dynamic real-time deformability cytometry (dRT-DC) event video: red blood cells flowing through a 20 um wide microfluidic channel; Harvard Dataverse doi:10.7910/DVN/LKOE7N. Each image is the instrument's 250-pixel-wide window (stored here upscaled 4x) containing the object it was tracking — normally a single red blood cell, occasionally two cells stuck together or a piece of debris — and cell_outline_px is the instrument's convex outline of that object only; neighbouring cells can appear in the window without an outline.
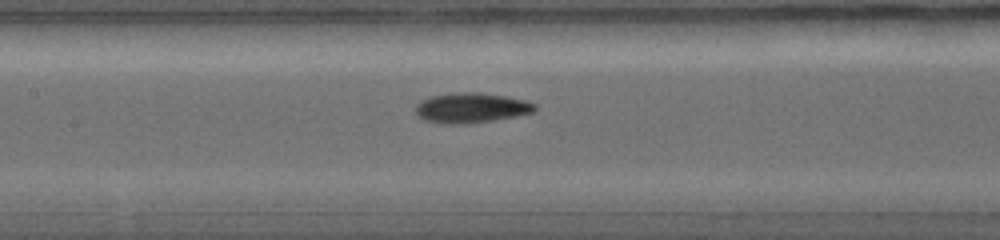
{"species": "common noctule bat (a hibernating species)", "species_latin": "Nyctalus noctula", "temperature_condition": "warm", "stored_images_in_passage": 35, "camera_frame_rate_fps": 5000, "um_per_image_px": 0.085, "animal": {"sex": "female", "body_mass_g": 19.0, "forearm_length_mm": 56.7}, "frame": {"image": 1, "passage_image": 13, "time_ms": 4.0, "image_size_px": [1000, 240], "cell_outline_px": [[536, 108], [532, 112], [484, 120], [428, 120], [420, 116], [416, 112], [416, 108], [424, 100], [432, 96], [460, 92], [480, 92], [504, 96], [520, 100], [532, 104]], "centroid_in_image_um": [40.07, 9.08], "position_along_channel_um": 167.3, "area_um2": 18.55}}
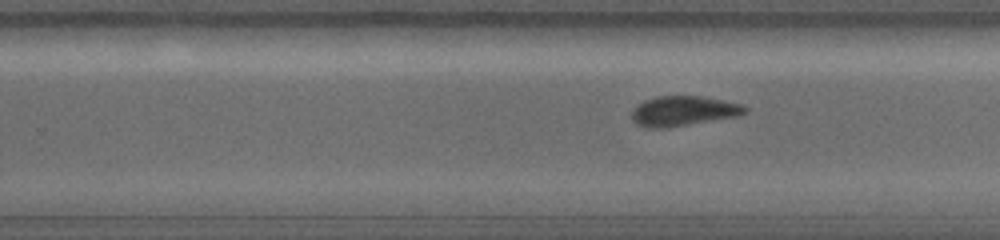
{"frame": {"image": 2, "passage_image": 19, "time_ms": 5.8, "image_size_px": [1000, 240], "cell_outline_px": [[748, 108], [744, 112], [732, 116], [680, 124], [640, 124], [632, 116], [632, 112], [644, 100], [656, 96], [704, 96], [740, 104]], "centroid_in_image_um": [58.14, 9.33], "position_along_channel_um": 271.7, "area_um2": 17.8}}
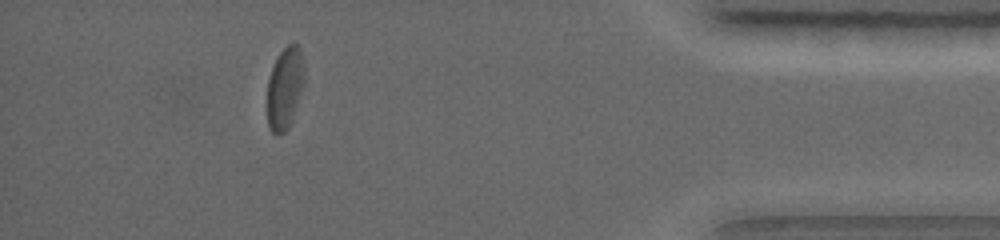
{"frame": {"image": 3, "passage_image": 29, "time_ms": 9.0, "image_size_px": [1000, 240], "cell_outline_px": [[304, 68], [300, 92], [288, 128], [284, 132], [276, 136], [272, 132], [268, 124], [268, 80], [272, 68], [280, 52], [288, 44], [296, 44], [300, 48]], "centroid_in_image_um": [24.18, 7.48], "position_along_channel_um": 411.0, "area_um2": 16.99}}